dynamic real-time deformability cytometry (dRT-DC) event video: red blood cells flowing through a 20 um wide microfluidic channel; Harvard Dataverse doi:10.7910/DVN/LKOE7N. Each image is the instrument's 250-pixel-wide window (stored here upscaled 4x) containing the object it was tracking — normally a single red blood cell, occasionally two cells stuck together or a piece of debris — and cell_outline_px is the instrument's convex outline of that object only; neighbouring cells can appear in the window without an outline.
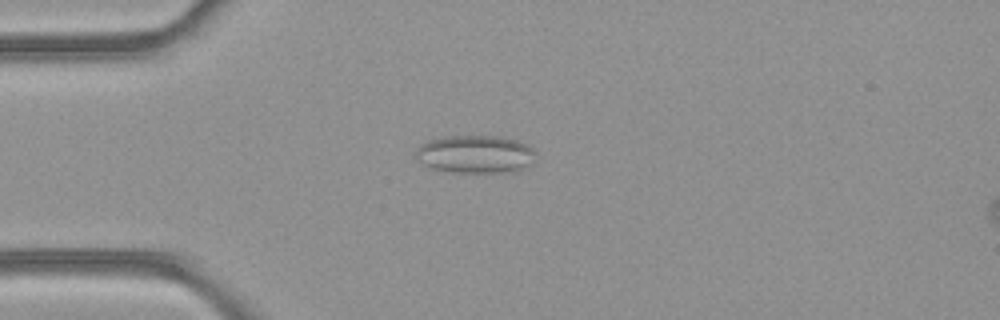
{"species": "common noctule bat (a hibernating species)", "species_latin": "Nyctalus noctula", "temperature_condition": "room temperature", "stored_images_in_passage": 48, "camera_frame_rate_fps": 3000, "um_per_image_px": 0.085, "animal": {"sex": "female", "body_mass_g": 21.9}, "frame": {"image": 1, "passage_image": 12, "time_ms": 3.667, "image_size_px": [1000, 320], "cell_outline_px": [[536, 152], [528, 164], [520, 168], [500, 172], [456, 172], [432, 168], [424, 164], [416, 156], [416, 148], [420, 144], [428, 140], [448, 136], [500, 136], [516, 140], [532, 148]], "centroid_in_image_um": [40.34, 13.08], "position_along_channel_um": 44.7, "area_um2": 25.89}}
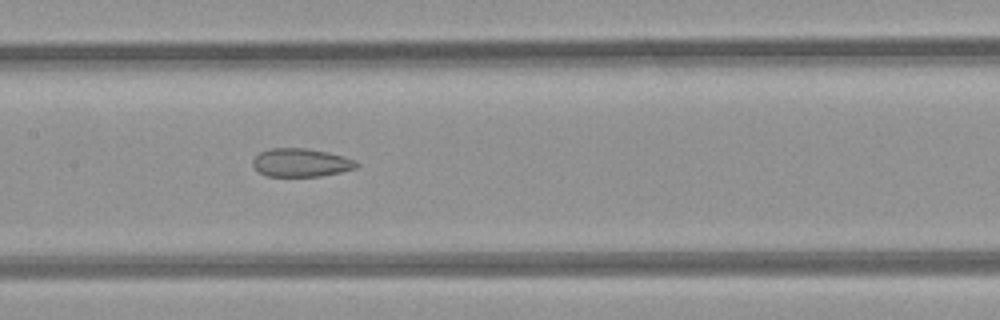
{"frame": {"image": 2, "passage_image": 23, "time_ms": 7.333, "image_size_px": [1000, 320], "cell_outline_px": [[360, 164], [356, 168], [340, 172], [320, 176], [268, 176], [260, 172], [252, 164], [252, 160], [260, 152], [268, 148], [308, 148], [328, 152], [344, 156], [356, 160]], "centroid_in_image_um": [25.61, 13.81], "position_along_channel_um": 181.8, "area_um2": 17.17}}
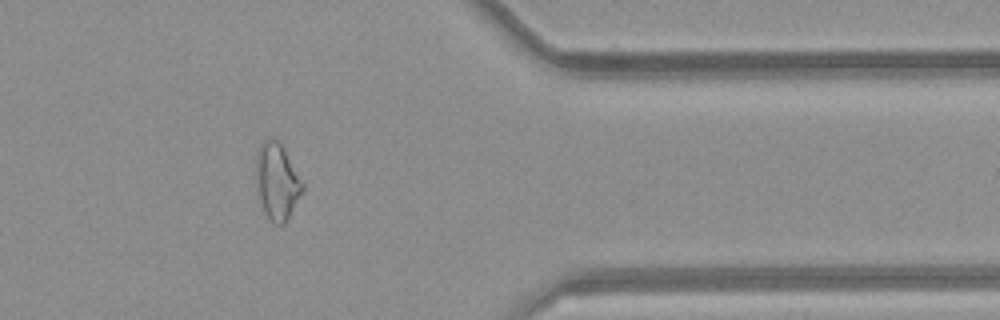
{"frame": {"image": 3, "passage_image": 39, "time_ms": 12.667, "image_size_px": [1000, 320], "cell_outline_px": [[304, 188], [284, 224], [272, 224], [268, 220], [264, 212], [260, 200], [256, 180], [256, 152], [260, 144], [264, 140], [272, 136], [280, 140], [304, 184]], "centroid_in_image_um": [23.53, 15.37], "position_along_channel_um": 387.9, "area_um2": 20.87}, "authors_computed_cell_mechanics": {"area_um2": 21.7039, "velocity_mm_per_s": 4.2394, "shape_relaxation_time_tau1_ms": null, "shape_relaxation_time_tau2_ms": 2.3449, "deformation_change_tau1": null, "deformation_change_tau2": 0.1059}}